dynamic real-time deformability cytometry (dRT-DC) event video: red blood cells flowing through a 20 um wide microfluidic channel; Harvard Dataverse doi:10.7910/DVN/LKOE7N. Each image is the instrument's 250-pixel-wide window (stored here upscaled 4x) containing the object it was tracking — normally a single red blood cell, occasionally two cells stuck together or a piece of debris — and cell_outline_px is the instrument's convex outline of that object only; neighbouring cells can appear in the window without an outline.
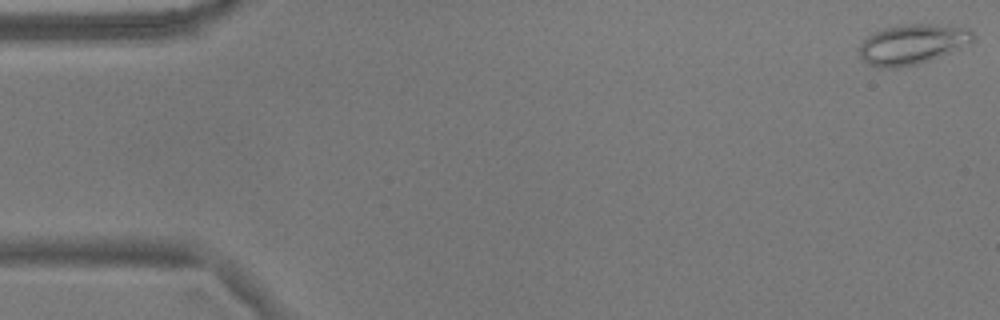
{"species": "common noctule bat (a hibernating species)", "species_latin": "Nyctalus noctula", "temperature_condition": "warm", "stored_images_in_passage": 55, "camera_frame_rate_fps": 3000, "um_per_image_px": 0.085, "animal": {"sex": "male", "body_mass_g": 17.9}, "frame": {"image": 1, "passage_image": 1, "time_ms": 0.0, "image_size_px": [1000, 320], "cell_outline_px": [[976, 40], [972, 44], [940, 56], [916, 64], [896, 68], [880, 68], [868, 64], [860, 56], [860, 44], [872, 32], [884, 28], [908, 24], [948, 24], [968, 28], [976, 36]], "centroid_in_image_um": [77.61, 3.74], "position_along_channel_um": 7.4, "area_um2": 26.82}}
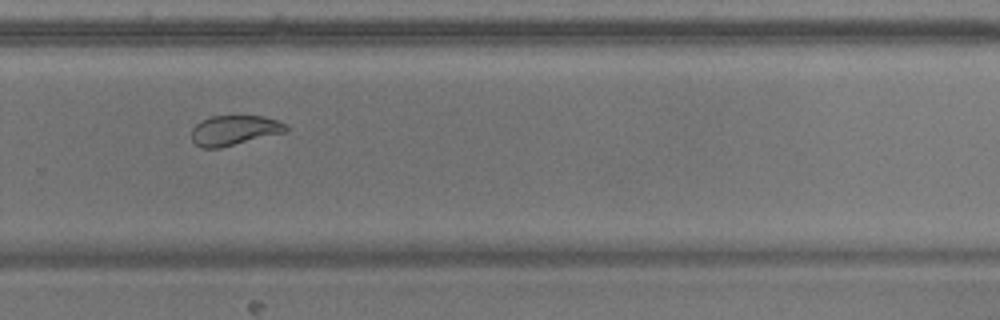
{"frame": {"image": 2, "passage_image": 37, "time_ms": 12.0, "image_size_px": [1000, 320], "cell_outline_px": [[288, 132], [220, 148], [200, 148], [192, 140], [192, 128], [200, 120], [212, 116], [264, 116], [276, 120], [284, 124], [288, 128]], "centroid_in_image_um": [19.91, 11.08], "position_along_channel_um": 309.9, "area_um2": 16.59}}
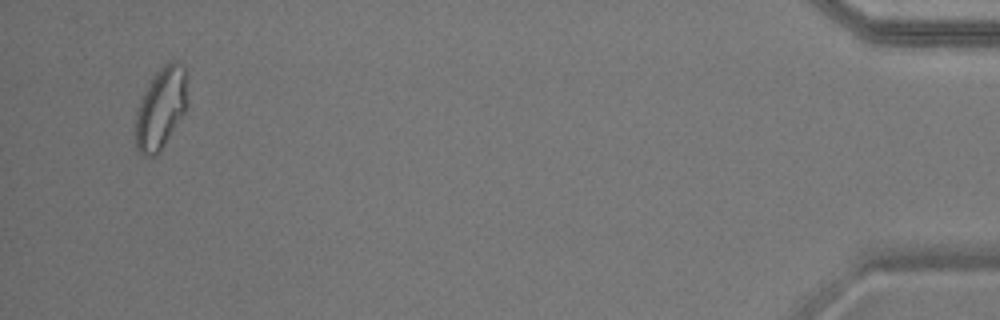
{"frame": {"image": 3, "passage_image": 53, "time_ms": 17.333, "image_size_px": [1000, 320], "cell_outline_px": [[188, 108], [160, 152], [156, 156], [144, 156], [136, 148], [136, 108], [148, 84], [156, 72], [168, 60], [176, 60], [184, 68]], "centroid_in_image_um": [13.68, 9.21], "position_along_channel_um": 421.5, "area_um2": 24.8}, "authors_computed_cell_mechanics": {"area_um2": 20.1144, "velocity_mm_per_s": 3.6275, "shape_relaxation_time_tau1_ms": 4.1527, "shape_relaxation_time_tau2_ms": 1.6108, "deformation_change_tau1": 0.1187, "deformation_change_tau2": 0.0592}}